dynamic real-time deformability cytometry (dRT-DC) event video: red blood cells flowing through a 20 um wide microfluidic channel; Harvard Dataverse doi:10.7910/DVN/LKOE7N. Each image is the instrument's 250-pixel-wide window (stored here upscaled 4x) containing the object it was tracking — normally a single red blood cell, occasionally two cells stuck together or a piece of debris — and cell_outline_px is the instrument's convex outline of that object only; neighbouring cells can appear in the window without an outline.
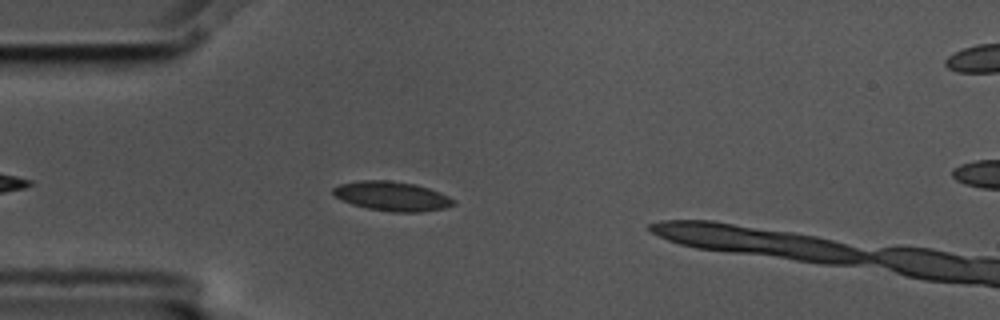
{"species": "common noctule bat (a hibernating species)", "species_latin": "Nyctalus noctula", "temperature_condition": "cold", "stored_images_in_passage": 4, "camera_frame_rate_fps": 3000, "um_per_image_px": 0.085, "animal": {"sex": "male", "body_mass_g": 17.5, "forearm_length_mm": 52.3}, "frame": {"image": 1, "passage_image": 3, "time_ms": 0.667, "image_size_px": [1000, 320], "cell_outline_px": [[456, 204], [444, 208], [420, 212], [392, 212], [368, 208], [352, 204], [336, 196], [332, 192], [332, 188], [340, 184], [360, 180], [388, 180], [416, 184], [440, 192], [456, 200]], "centroid_in_image_um": [33.35, 16.67], "position_along_channel_um": 51.7, "area_um2": 20.58}}